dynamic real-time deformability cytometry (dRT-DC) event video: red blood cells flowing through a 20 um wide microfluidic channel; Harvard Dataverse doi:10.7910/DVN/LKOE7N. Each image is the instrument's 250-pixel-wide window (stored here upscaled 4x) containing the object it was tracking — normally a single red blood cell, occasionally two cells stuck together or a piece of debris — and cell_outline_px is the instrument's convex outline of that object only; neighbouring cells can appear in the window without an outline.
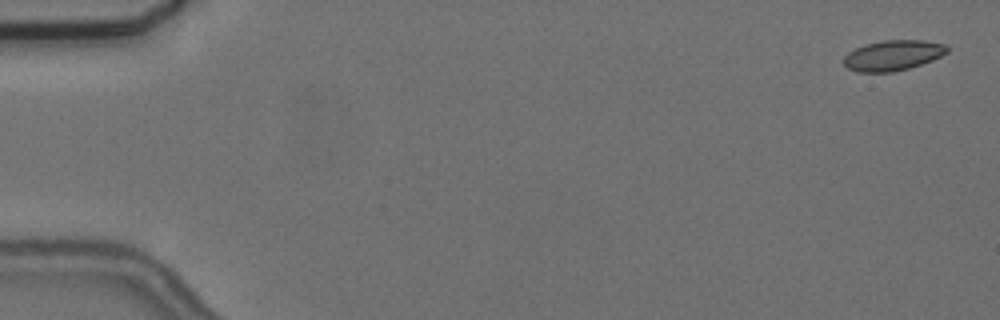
{"species": "common noctule bat (a hibernating species)", "species_latin": "Nyctalus noctula", "temperature_condition": "cold", "stored_images_in_passage": 5, "camera_frame_rate_fps": 3000, "um_per_image_px": 0.085, "animal": {"sex": "female", "body_mass_g": 24.6, "forearm_length_mm": 56.2}, "frame": {"image": 1, "passage_image": 1, "time_ms": 0.0, "image_size_px": [1000, 320], "cell_outline_px": [[948, 52], [932, 60], [908, 68], [892, 72], [856, 72], [848, 68], [844, 64], [844, 56], [848, 52], [864, 44], [884, 40], [924, 40], [948, 44]], "centroid_in_image_um": [75.9, 4.69], "position_along_channel_um": 9.1, "area_um2": 18.32}}
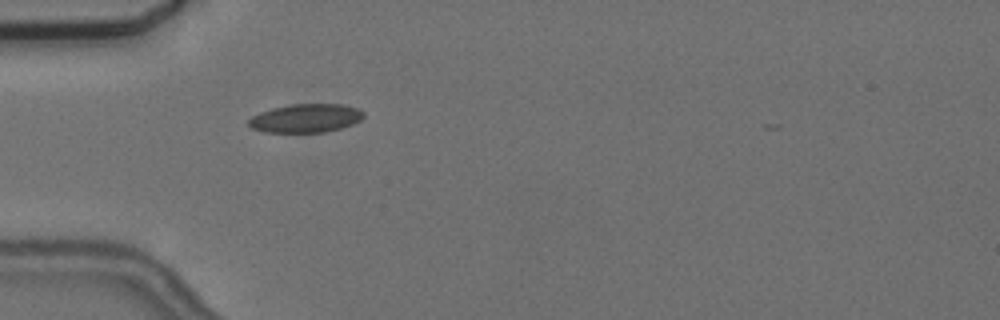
{"frame": {"image": 2, "passage_image": 5, "time_ms": 5.333, "image_size_px": [1000, 320], "cell_outline_px": [[364, 116], [360, 120], [352, 124], [340, 128], [324, 132], [264, 132], [252, 128], [248, 124], [248, 120], [252, 116], [260, 112], [272, 108], [292, 104], [340, 104], [356, 108], [364, 112]], "centroid_in_image_um": [25.97, 10.04], "position_along_channel_um": 59.0, "area_um2": 19.02}}